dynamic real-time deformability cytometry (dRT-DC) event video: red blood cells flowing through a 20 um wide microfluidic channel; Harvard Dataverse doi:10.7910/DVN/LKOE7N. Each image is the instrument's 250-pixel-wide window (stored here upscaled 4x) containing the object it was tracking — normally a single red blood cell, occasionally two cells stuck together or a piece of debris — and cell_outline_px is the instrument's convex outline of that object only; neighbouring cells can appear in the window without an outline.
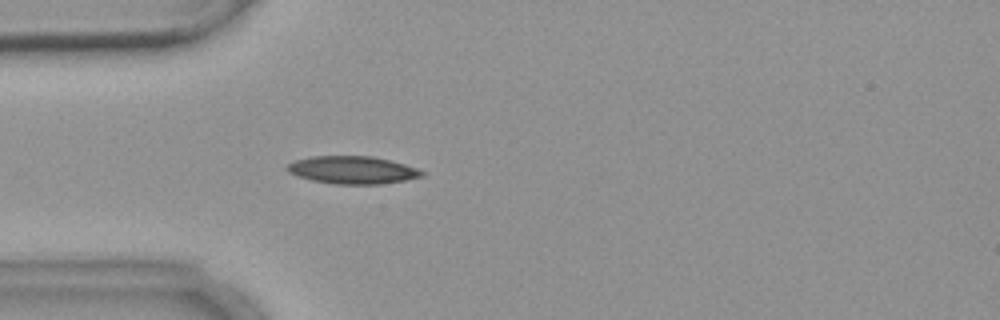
{"species": "common noctule bat (a hibernating species)", "species_latin": "Nyctalus noctula", "temperature_condition": "warm", "stored_images_in_passage": 3, "camera_frame_rate_fps": 3000, "um_per_image_px": 0.085, "animal": {"sex": "female", "body_mass_g": 18.4}, "frame": {"image": 1, "passage_image": 3, "time_ms": 2.333, "image_size_px": [1000, 320], "cell_outline_px": [[424, 176], [404, 180], [380, 184], [332, 184], [312, 180], [296, 176], [288, 172], [284, 168], [288, 164], [296, 160], [312, 156], [372, 156], [404, 164], [416, 168], [424, 172]], "centroid_in_image_um": [29.92, 14.45], "position_along_channel_um": 55.1, "area_um2": 21.68}}